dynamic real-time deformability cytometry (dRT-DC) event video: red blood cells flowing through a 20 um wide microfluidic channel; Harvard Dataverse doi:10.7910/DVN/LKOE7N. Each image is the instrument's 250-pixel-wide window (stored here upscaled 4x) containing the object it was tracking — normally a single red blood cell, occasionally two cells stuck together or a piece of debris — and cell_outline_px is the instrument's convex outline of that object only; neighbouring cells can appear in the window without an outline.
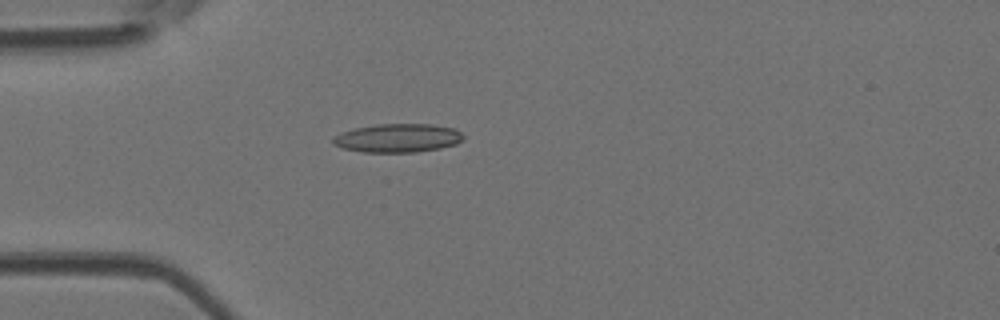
{"species": "Egyptian fruit bat (a non-hibernating species)", "species_latin": "Rousettus aegyptiacus", "temperature_condition": "room temperature", "stored_images_in_passage": 4, "camera_frame_rate_fps": 3000, "um_per_image_px": 0.085, "animal": {"sex": "female"}, "frame": {"image": 1, "passage_image": 4, "time_ms": 1.0, "image_size_px": [1000, 320], "cell_outline_px": [[464, 136], [456, 144], [440, 148], [416, 152], [364, 152], [344, 148], [332, 144], [332, 136], [356, 128], [376, 124], [432, 124], [456, 128]], "centroid_in_image_um": [33.82, 11.73], "position_along_channel_um": 51.2, "area_um2": 21.68}}